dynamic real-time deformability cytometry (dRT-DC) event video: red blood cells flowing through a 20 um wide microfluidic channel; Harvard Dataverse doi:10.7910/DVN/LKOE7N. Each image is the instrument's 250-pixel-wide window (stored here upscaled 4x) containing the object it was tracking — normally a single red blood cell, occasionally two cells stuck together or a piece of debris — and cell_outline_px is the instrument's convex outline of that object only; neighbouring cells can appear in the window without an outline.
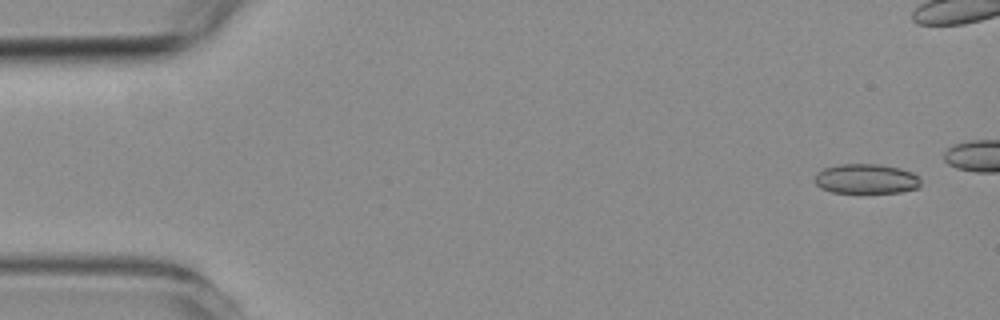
{"species": "common noctule bat (a hibernating species)", "species_latin": "Nyctalus noctula", "temperature_condition": "room temperature", "stored_images_in_passage": 5, "camera_frame_rate_fps": 3000, "um_per_image_px": 0.085, "animal": {"sex": "female", "body_mass_g": 19.3, "forearm_length_mm": 54.1}, "frame": {"image": 1, "passage_image": 1, "time_ms": 0.0, "image_size_px": [1000, 320], "cell_outline_px": [[920, 188], [900, 192], [832, 192], [820, 188], [812, 180], [816, 172], [824, 168], [840, 164], [880, 164], [900, 168], [912, 172], [920, 180]], "centroid_in_image_um": [73.59, 15.19], "position_along_channel_um": 11.4, "area_um2": 18.5}}